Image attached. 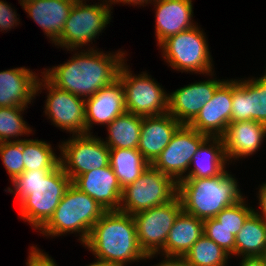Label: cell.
<instances>
[{
  "instance_id": "obj_1",
  "label": "cell",
  "mask_w": 266,
  "mask_h": 266,
  "mask_svg": "<svg viewBox=\"0 0 266 266\" xmlns=\"http://www.w3.org/2000/svg\"><path fill=\"white\" fill-rule=\"evenodd\" d=\"M89 49V50H88ZM76 53L67 62L41 72L54 86L83 99L92 97L101 88L118 79L126 61L123 51L103 53L97 49Z\"/></svg>"
},
{
  "instance_id": "obj_2",
  "label": "cell",
  "mask_w": 266,
  "mask_h": 266,
  "mask_svg": "<svg viewBox=\"0 0 266 266\" xmlns=\"http://www.w3.org/2000/svg\"><path fill=\"white\" fill-rule=\"evenodd\" d=\"M13 189L20 205V216L40 230L52 217L65 192L72 183L61 165L54 170L24 171L13 181Z\"/></svg>"
},
{
  "instance_id": "obj_3",
  "label": "cell",
  "mask_w": 266,
  "mask_h": 266,
  "mask_svg": "<svg viewBox=\"0 0 266 266\" xmlns=\"http://www.w3.org/2000/svg\"><path fill=\"white\" fill-rule=\"evenodd\" d=\"M96 259L126 266L127 262H139L154 258L139 246L133 216L128 213L106 211L94 224L84 244Z\"/></svg>"
},
{
  "instance_id": "obj_4",
  "label": "cell",
  "mask_w": 266,
  "mask_h": 266,
  "mask_svg": "<svg viewBox=\"0 0 266 266\" xmlns=\"http://www.w3.org/2000/svg\"><path fill=\"white\" fill-rule=\"evenodd\" d=\"M238 187L237 180L225 169L214 177L184 178L178 183L177 195L185 213L205 220L242 200Z\"/></svg>"
},
{
  "instance_id": "obj_5",
  "label": "cell",
  "mask_w": 266,
  "mask_h": 266,
  "mask_svg": "<svg viewBox=\"0 0 266 266\" xmlns=\"http://www.w3.org/2000/svg\"><path fill=\"white\" fill-rule=\"evenodd\" d=\"M106 212L92 197L82 192L72 183L49 221L40 229L45 236H62L78 233L84 245L94 224Z\"/></svg>"
},
{
  "instance_id": "obj_6",
  "label": "cell",
  "mask_w": 266,
  "mask_h": 266,
  "mask_svg": "<svg viewBox=\"0 0 266 266\" xmlns=\"http://www.w3.org/2000/svg\"><path fill=\"white\" fill-rule=\"evenodd\" d=\"M205 36L198 25L170 36L159 45L162 57L168 66L177 71L214 76L212 58Z\"/></svg>"
},
{
  "instance_id": "obj_7",
  "label": "cell",
  "mask_w": 266,
  "mask_h": 266,
  "mask_svg": "<svg viewBox=\"0 0 266 266\" xmlns=\"http://www.w3.org/2000/svg\"><path fill=\"white\" fill-rule=\"evenodd\" d=\"M84 1V2H83ZM106 2V3H105ZM108 0L102 3L86 4L85 0H76L65 22L60 38L55 46L76 51L84 45L95 41L111 20V8Z\"/></svg>"
},
{
  "instance_id": "obj_8",
  "label": "cell",
  "mask_w": 266,
  "mask_h": 266,
  "mask_svg": "<svg viewBox=\"0 0 266 266\" xmlns=\"http://www.w3.org/2000/svg\"><path fill=\"white\" fill-rule=\"evenodd\" d=\"M178 184L150 165L132 184L122 189L119 211L134 215L172 201Z\"/></svg>"
},
{
  "instance_id": "obj_9",
  "label": "cell",
  "mask_w": 266,
  "mask_h": 266,
  "mask_svg": "<svg viewBox=\"0 0 266 266\" xmlns=\"http://www.w3.org/2000/svg\"><path fill=\"white\" fill-rule=\"evenodd\" d=\"M122 64L118 79L124 89L126 111L142 117L168 112V94L150 75L142 72L136 76Z\"/></svg>"
},
{
  "instance_id": "obj_10",
  "label": "cell",
  "mask_w": 266,
  "mask_h": 266,
  "mask_svg": "<svg viewBox=\"0 0 266 266\" xmlns=\"http://www.w3.org/2000/svg\"><path fill=\"white\" fill-rule=\"evenodd\" d=\"M59 148L60 165L72 181L79 175L110 164V148L104 139L92 134L72 135Z\"/></svg>"
},
{
  "instance_id": "obj_11",
  "label": "cell",
  "mask_w": 266,
  "mask_h": 266,
  "mask_svg": "<svg viewBox=\"0 0 266 266\" xmlns=\"http://www.w3.org/2000/svg\"><path fill=\"white\" fill-rule=\"evenodd\" d=\"M183 211L182 202L177 195L172 201L140 211L133 216L138 243L145 255L160 254L171 227Z\"/></svg>"
},
{
  "instance_id": "obj_12",
  "label": "cell",
  "mask_w": 266,
  "mask_h": 266,
  "mask_svg": "<svg viewBox=\"0 0 266 266\" xmlns=\"http://www.w3.org/2000/svg\"><path fill=\"white\" fill-rule=\"evenodd\" d=\"M42 87L48 90L44 112L53 125L72 135L86 134L85 99L57 88L44 76L38 80L36 94Z\"/></svg>"
},
{
  "instance_id": "obj_13",
  "label": "cell",
  "mask_w": 266,
  "mask_h": 266,
  "mask_svg": "<svg viewBox=\"0 0 266 266\" xmlns=\"http://www.w3.org/2000/svg\"><path fill=\"white\" fill-rule=\"evenodd\" d=\"M208 137L189 125H181L151 165L178 184L185 178L193 156Z\"/></svg>"
},
{
  "instance_id": "obj_14",
  "label": "cell",
  "mask_w": 266,
  "mask_h": 266,
  "mask_svg": "<svg viewBox=\"0 0 266 266\" xmlns=\"http://www.w3.org/2000/svg\"><path fill=\"white\" fill-rule=\"evenodd\" d=\"M231 115L232 79H223L212 99L202 107L189 126L209 137H221L231 123Z\"/></svg>"
},
{
  "instance_id": "obj_15",
  "label": "cell",
  "mask_w": 266,
  "mask_h": 266,
  "mask_svg": "<svg viewBox=\"0 0 266 266\" xmlns=\"http://www.w3.org/2000/svg\"><path fill=\"white\" fill-rule=\"evenodd\" d=\"M251 120L266 124V85L258 77L232 79L231 122Z\"/></svg>"
},
{
  "instance_id": "obj_16",
  "label": "cell",
  "mask_w": 266,
  "mask_h": 266,
  "mask_svg": "<svg viewBox=\"0 0 266 266\" xmlns=\"http://www.w3.org/2000/svg\"><path fill=\"white\" fill-rule=\"evenodd\" d=\"M222 80L208 79L168 93V113L182 125H189L209 102Z\"/></svg>"
},
{
  "instance_id": "obj_17",
  "label": "cell",
  "mask_w": 266,
  "mask_h": 266,
  "mask_svg": "<svg viewBox=\"0 0 266 266\" xmlns=\"http://www.w3.org/2000/svg\"><path fill=\"white\" fill-rule=\"evenodd\" d=\"M72 184L92 197L106 211L119 210L122 188L110 164L77 176Z\"/></svg>"
},
{
  "instance_id": "obj_18",
  "label": "cell",
  "mask_w": 266,
  "mask_h": 266,
  "mask_svg": "<svg viewBox=\"0 0 266 266\" xmlns=\"http://www.w3.org/2000/svg\"><path fill=\"white\" fill-rule=\"evenodd\" d=\"M86 134H92L93 124L108 125L126 112L124 89L119 79L85 99Z\"/></svg>"
},
{
  "instance_id": "obj_19",
  "label": "cell",
  "mask_w": 266,
  "mask_h": 266,
  "mask_svg": "<svg viewBox=\"0 0 266 266\" xmlns=\"http://www.w3.org/2000/svg\"><path fill=\"white\" fill-rule=\"evenodd\" d=\"M266 137V124L258 121L231 122L221 136L227 161L254 154Z\"/></svg>"
},
{
  "instance_id": "obj_20",
  "label": "cell",
  "mask_w": 266,
  "mask_h": 266,
  "mask_svg": "<svg viewBox=\"0 0 266 266\" xmlns=\"http://www.w3.org/2000/svg\"><path fill=\"white\" fill-rule=\"evenodd\" d=\"M181 125L168 112L143 117L137 149L150 165L170 143L171 137Z\"/></svg>"
},
{
  "instance_id": "obj_21",
  "label": "cell",
  "mask_w": 266,
  "mask_h": 266,
  "mask_svg": "<svg viewBox=\"0 0 266 266\" xmlns=\"http://www.w3.org/2000/svg\"><path fill=\"white\" fill-rule=\"evenodd\" d=\"M76 0H20L30 18L55 43L61 36L65 22Z\"/></svg>"
},
{
  "instance_id": "obj_22",
  "label": "cell",
  "mask_w": 266,
  "mask_h": 266,
  "mask_svg": "<svg viewBox=\"0 0 266 266\" xmlns=\"http://www.w3.org/2000/svg\"><path fill=\"white\" fill-rule=\"evenodd\" d=\"M158 46L170 36L189 30L193 23L192 0H153ZM192 20V21H191Z\"/></svg>"
},
{
  "instance_id": "obj_23",
  "label": "cell",
  "mask_w": 266,
  "mask_h": 266,
  "mask_svg": "<svg viewBox=\"0 0 266 266\" xmlns=\"http://www.w3.org/2000/svg\"><path fill=\"white\" fill-rule=\"evenodd\" d=\"M40 77L25 67L0 72V107L28 108Z\"/></svg>"
},
{
  "instance_id": "obj_24",
  "label": "cell",
  "mask_w": 266,
  "mask_h": 266,
  "mask_svg": "<svg viewBox=\"0 0 266 266\" xmlns=\"http://www.w3.org/2000/svg\"><path fill=\"white\" fill-rule=\"evenodd\" d=\"M203 234L204 220L182 211L171 227L162 256L184 257Z\"/></svg>"
},
{
  "instance_id": "obj_25",
  "label": "cell",
  "mask_w": 266,
  "mask_h": 266,
  "mask_svg": "<svg viewBox=\"0 0 266 266\" xmlns=\"http://www.w3.org/2000/svg\"><path fill=\"white\" fill-rule=\"evenodd\" d=\"M227 158L221 137H208L192 158L185 178H209L226 168ZM193 168L191 169V166Z\"/></svg>"
},
{
  "instance_id": "obj_26",
  "label": "cell",
  "mask_w": 266,
  "mask_h": 266,
  "mask_svg": "<svg viewBox=\"0 0 266 266\" xmlns=\"http://www.w3.org/2000/svg\"><path fill=\"white\" fill-rule=\"evenodd\" d=\"M266 252V221L253 212L235 236V256H263Z\"/></svg>"
},
{
  "instance_id": "obj_27",
  "label": "cell",
  "mask_w": 266,
  "mask_h": 266,
  "mask_svg": "<svg viewBox=\"0 0 266 266\" xmlns=\"http://www.w3.org/2000/svg\"><path fill=\"white\" fill-rule=\"evenodd\" d=\"M142 121V116L127 111L117 116L106 126L109 136L104 143L110 149L137 148Z\"/></svg>"
},
{
  "instance_id": "obj_28",
  "label": "cell",
  "mask_w": 266,
  "mask_h": 266,
  "mask_svg": "<svg viewBox=\"0 0 266 266\" xmlns=\"http://www.w3.org/2000/svg\"><path fill=\"white\" fill-rule=\"evenodd\" d=\"M110 166L121 188L132 184L150 166L137 148L110 149Z\"/></svg>"
},
{
  "instance_id": "obj_29",
  "label": "cell",
  "mask_w": 266,
  "mask_h": 266,
  "mask_svg": "<svg viewBox=\"0 0 266 266\" xmlns=\"http://www.w3.org/2000/svg\"><path fill=\"white\" fill-rule=\"evenodd\" d=\"M24 171L54 170L60 165V157L51 144L38 139H22Z\"/></svg>"
},
{
  "instance_id": "obj_30",
  "label": "cell",
  "mask_w": 266,
  "mask_h": 266,
  "mask_svg": "<svg viewBox=\"0 0 266 266\" xmlns=\"http://www.w3.org/2000/svg\"><path fill=\"white\" fill-rule=\"evenodd\" d=\"M228 257L231 256L203 234L185 254L184 259L190 266H227Z\"/></svg>"
},
{
  "instance_id": "obj_31",
  "label": "cell",
  "mask_w": 266,
  "mask_h": 266,
  "mask_svg": "<svg viewBox=\"0 0 266 266\" xmlns=\"http://www.w3.org/2000/svg\"><path fill=\"white\" fill-rule=\"evenodd\" d=\"M24 110V107H0V143L21 141L18 136L32 133V129L23 120ZM15 137L18 139L11 140Z\"/></svg>"
},
{
  "instance_id": "obj_32",
  "label": "cell",
  "mask_w": 266,
  "mask_h": 266,
  "mask_svg": "<svg viewBox=\"0 0 266 266\" xmlns=\"http://www.w3.org/2000/svg\"><path fill=\"white\" fill-rule=\"evenodd\" d=\"M255 211L252 207H248L245 197L232 206L224 208L214 218L226 229L236 236L247 218Z\"/></svg>"
},
{
  "instance_id": "obj_33",
  "label": "cell",
  "mask_w": 266,
  "mask_h": 266,
  "mask_svg": "<svg viewBox=\"0 0 266 266\" xmlns=\"http://www.w3.org/2000/svg\"><path fill=\"white\" fill-rule=\"evenodd\" d=\"M0 156L11 181L24 172L22 140L1 142Z\"/></svg>"
},
{
  "instance_id": "obj_34",
  "label": "cell",
  "mask_w": 266,
  "mask_h": 266,
  "mask_svg": "<svg viewBox=\"0 0 266 266\" xmlns=\"http://www.w3.org/2000/svg\"><path fill=\"white\" fill-rule=\"evenodd\" d=\"M204 235L213 240L230 256L235 255V236L215 218L204 220Z\"/></svg>"
},
{
  "instance_id": "obj_35",
  "label": "cell",
  "mask_w": 266,
  "mask_h": 266,
  "mask_svg": "<svg viewBox=\"0 0 266 266\" xmlns=\"http://www.w3.org/2000/svg\"><path fill=\"white\" fill-rule=\"evenodd\" d=\"M18 20L15 10L7 2L0 0V31L11 30L19 25Z\"/></svg>"
},
{
  "instance_id": "obj_36",
  "label": "cell",
  "mask_w": 266,
  "mask_h": 266,
  "mask_svg": "<svg viewBox=\"0 0 266 266\" xmlns=\"http://www.w3.org/2000/svg\"><path fill=\"white\" fill-rule=\"evenodd\" d=\"M28 260L26 262L27 266H57L52 257H50L43 250L37 248V246H32L30 249Z\"/></svg>"
},
{
  "instance_id": "obj_37",
  "label": "cell",
  "mask_w": 266,
  "mask_h": 266,
  "mask_svg": "<svg viewBox=\"0 0 266 266\" xmlns=\"http://www.w3.org/2000/svg\"><path fill=\"white\" fill-rule=\"evenodd\" d=\"M258 199H259V209L261 210V214L256 211H254L258 216L263 218L266 221V182H264L260 187H259V192H258Z\"/></svg>"
},
{
  "instance_id": "obj_38",
  "label": "cell",
  "mask_w": 266,
  "mask_h": 266,
  "mask_svg": "<svg viewBox=\"0 0 266 266\" xmlns=\"http://www.w3.org/2000/svg\"><path fill=\"white\" fill-rule=\"evenodd\" d=\"M154 266H190L184 257L177 256H165L161 263H157Z\"/></svg>"
},
{
  "instance_id": "obj_39",
  "label": "cell",
  "mask_w": 266,
  "mask_h": 266,
  "mask_svg": "<svg viewBox=\"0 0 266 266\" xmlns=\"http://www.w3.org/2000/svg\"><path fill=\"white\" fill-rule=\"evenodd\" d=\"M239 266H266L263 256L242 257Z\"/></svg>"
},
{
  "instance_id": "obj_40",
  "label": "cell",
  "mask_w": 266,
  "mask_h": 266,
  "mask_svg": "<svg viewBox=\"0 0 266 266\" xmlns=\"http://www.w3.org/2000/svg\"><path fill=\"white\" fill-rule=\"evenodd\" d=\"M152 1L153 0H108L111 6H112V3L113 5H115L116 3H124V4H131L134 6H137V5L144 6V3L149 4V3H152Z\"/></svg>"
},
{
  "instance_id": "obj_41",
  "label": "cell",
  "mask_w": 266,
  "mask_h": 266,
  "mask_svg": "<svg viewBox=\"0 0 266 266\" xmlns=\"http://www.w3.org/2000/svg\"><path fill=\"white\" fill-rule=\"evenodd\" d=\"M87 266H121V265L97 259L96 262L91 263L90 265Z\"/></svg>"
},
{
  "instance_id": "obj_42",
  "label": "cell",
  "mask_w": 266,
  "mask_h": 266,
  "mask_svg": "<svg viewBox=\"0 0 266 266\" xmlns=\"http://www.w3.org/2000/svg\"><path fill=\"white\" fill-rule=\"evenodd\" d=\"M266 71V70H265ZM266 85V72L264 73L263 76L259 77Z\"/></svg>"
},
{
  "instance_id": "obj_43",
  "label": "cell",
  "mask_w": 266,
  "mask_h": 266,
  "mask_svg": "<svg viewBox=\"0 0 266 266\" xmlns=\"http://www.w3.org/2000/svg\"><path fill=\"white\" fill-rule=\"evenodd\" d=\"M263 257H264V259H265V262H266V252H265V254L263 255Z\"/></svg>"
}]
</instances>
